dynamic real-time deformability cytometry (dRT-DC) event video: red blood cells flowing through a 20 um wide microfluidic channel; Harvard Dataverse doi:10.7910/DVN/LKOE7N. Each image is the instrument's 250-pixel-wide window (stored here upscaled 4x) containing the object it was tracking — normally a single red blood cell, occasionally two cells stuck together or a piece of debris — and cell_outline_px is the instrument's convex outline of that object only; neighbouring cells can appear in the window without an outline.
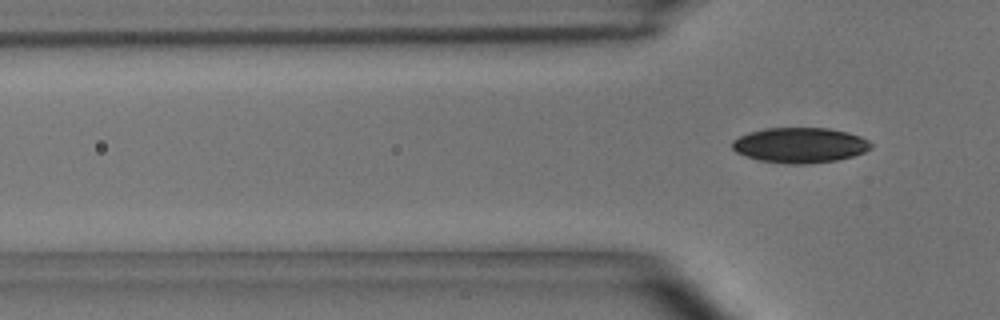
{"species": "common noctule bat (a hibernating species)", "species_latin": "Nyctalus noctula", "temperature_condition": "room temperature", "stored_images_in_passage": 10, "segment_of_instrument_passage": [2, 2], "camera_frame_rate_fps": 3000, "um_per_image_px": 0.085, "animal": {"sex": "male", "body_mass_g": 15.6}, "frame": {"image": 1, "passage_image": 10, "time_ms": 3.0, "image_size_px": [1000, 320], "cell_outline_px": [[872, 148], [864, 152], [852, 156], [836, 160], [804, 164], [784, 164], [760, 160], [736, 152], [732, 148], [732, 140], [748, 132], [764, 128], [828, 128], [848, 132], [860, 136], [868, 140], [872, 144]], "centroid_in_image_um": [68.0, 12.33], "position_along_channel_um": 57.8, "area_um2": 28.5}}